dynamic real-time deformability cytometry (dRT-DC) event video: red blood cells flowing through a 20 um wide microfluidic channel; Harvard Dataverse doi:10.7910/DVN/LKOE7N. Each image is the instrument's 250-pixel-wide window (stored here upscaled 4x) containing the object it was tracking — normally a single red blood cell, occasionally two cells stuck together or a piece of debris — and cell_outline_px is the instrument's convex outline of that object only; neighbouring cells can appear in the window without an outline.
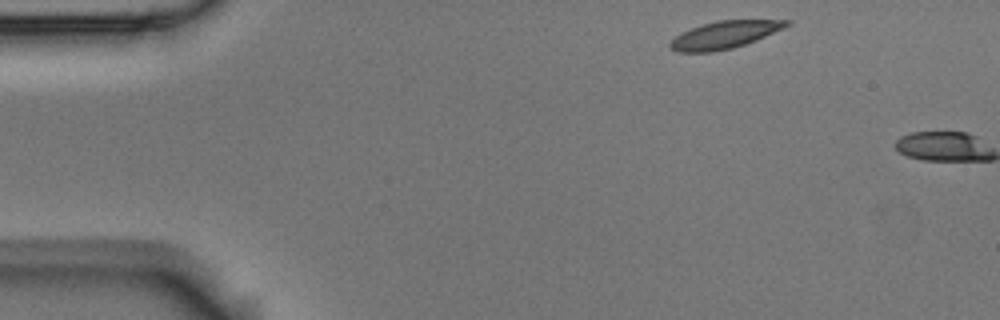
{"species": "Egyptian fruit bat (a non-hibernating species)", "species_latin": "Rousettus aegyptiacus", "temperature_condition": "room temperature", "stored_images_in_passage": 5, "segment_of_instrument_passage": [2, 2], "camera_frame_rate_fps": 3000, "um_per_image_px": 0.085, "animal": {"sex": "male"}, "frame": {"image": 1, "passage_image": 5, "time_ms": 1.333, "image_size_px": [1000, 320], "cell_outline_px": [[792, 24], [784, 28], [756, 40], [732, 48], [712, 52], [676, 52], [668, 44], [676, 36], [692, 28], [716, 20], [792, 20]], "centroid_in_image_um": [61.62, 2.96], "position_along_channel_um": 23.4, "area_um2": 18.38}}